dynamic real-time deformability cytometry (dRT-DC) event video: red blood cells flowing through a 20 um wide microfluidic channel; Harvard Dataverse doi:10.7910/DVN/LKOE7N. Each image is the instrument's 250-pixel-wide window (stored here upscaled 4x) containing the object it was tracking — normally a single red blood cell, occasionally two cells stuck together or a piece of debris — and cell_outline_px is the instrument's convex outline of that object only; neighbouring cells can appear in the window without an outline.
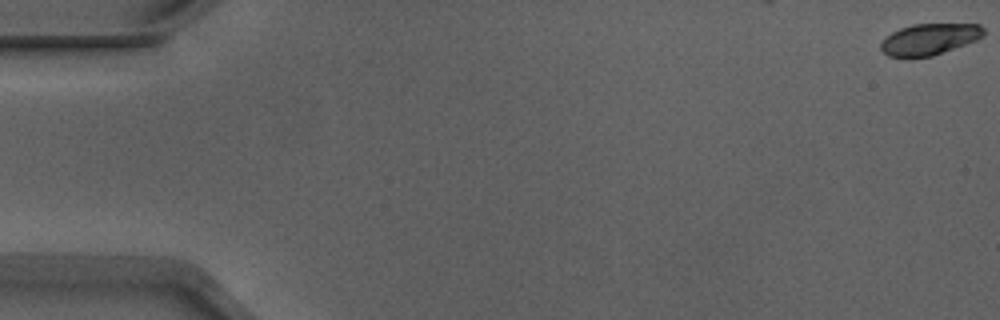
{"species": "Egyptian fruit bat (a non-hibernating species)", "species_latin": "Rousettus aegyptiacus", "temperature_condition": "warm", "stored_images_in_passage": 12, "camera_frame_rate_fps": 3000, "um_per_image_px": 0.085, "animal": {"sex": "male"}, "frame": {"image": 1, "passage_image": 1, "time_ms": 0.0, "image_size_px": [1000, 320], "cell_outline_px": [[984, 36], [976, 40], [932, 56], [888, 56], [880, 48], [880, 44], [892, 32], [900, 28], [912, 24], [980, 24], [984, 28]], "centroid_in_image_um": [79.03, 3.31], "position_along_channel_um": 6.0, "area_um2": 18.44}}